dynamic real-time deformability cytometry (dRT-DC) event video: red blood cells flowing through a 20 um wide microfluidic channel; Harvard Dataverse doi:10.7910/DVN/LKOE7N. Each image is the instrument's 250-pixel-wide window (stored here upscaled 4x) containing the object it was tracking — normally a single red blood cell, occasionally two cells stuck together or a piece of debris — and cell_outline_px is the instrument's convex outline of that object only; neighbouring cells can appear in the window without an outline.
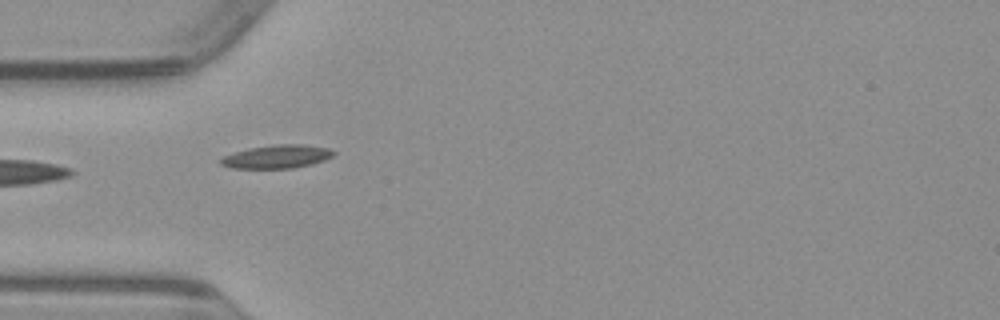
{"species": "common noctule bat (a hibernating species)", "species_latin": "Nyctalus noctula", "temperature_condition": "warm", "stored_images_in_passage": 14, "camera_frame_rate_fps": 3000, "um_per_image_px": 0.085, "animal": {"sex": "male", "body_mass_g": 23.1, "forearm_length_mm": 52.7}, "frame": {"image": 1, "passage_image": 1, "time_ms": 0.0, "image_size_px": [1000, 320], "cell_outline_px": [[336, 152], [332, 156], [324, 160], [312, 164], [292, 168], [232, 168], [220, 164], [220, 160], [224, 156], [248, 148], [272, 144], [304, 144], [332, 148]], "centroid_in_image_um": [23.59, 13.3], "position_along_channel_um": 61.4, "area_um2": 15.43}}